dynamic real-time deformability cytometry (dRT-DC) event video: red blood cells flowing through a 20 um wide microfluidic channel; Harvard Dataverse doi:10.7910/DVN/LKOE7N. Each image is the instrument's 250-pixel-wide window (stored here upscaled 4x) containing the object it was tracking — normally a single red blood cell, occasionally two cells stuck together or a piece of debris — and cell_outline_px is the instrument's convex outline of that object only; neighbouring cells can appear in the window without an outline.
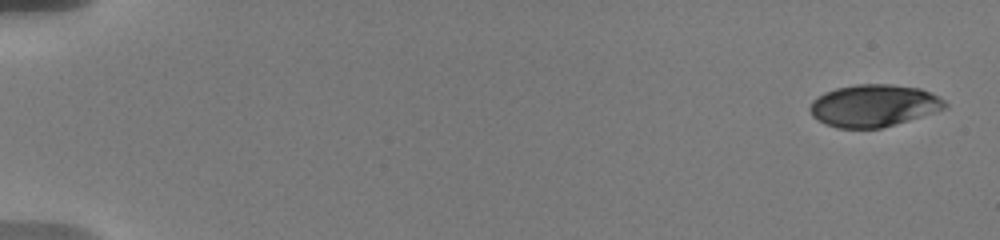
{"species": "human", "species_latin": "Homo sapiens", "temperature_condition": "warm", "stored_images_in_passage": 10, "camera_frame_rate_fps": 3000, "um_per_image_px": 0.085, "donor": {"sex": "male"}, "frame": {"image": 1, "passage_image": 1, "time_ms": 0.0, "image_size_px": [1000, 240], "cell_outline_px": [[948, 104], [944, 108], [908, 120], [880, 128], [836, 128], [812, 116], [808, 108], [812, 100], [816, 96], [824, 92], [836, 88], [856, 84], [892, 84], [920, 88], [944, 100]], "centroid_in_image_um": [74.21, 8.96], "position_along_channel_um": 10.8, "area_um2": 32.89}}
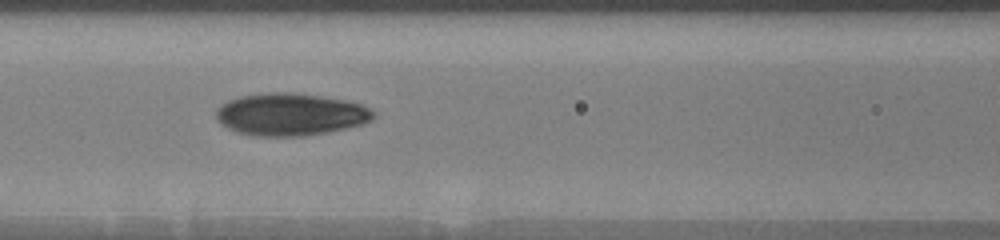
{"frame": {"image": 2, "passage_image": 9, "time_ms": 8.333, "image_size_px": [1000, 240], "cell_outline_px": [[376, 116], [372, 120], [360, 124], [344, 128], [304, 136], [252, 136], [236, 132], [220, 124], [216, 120], [216, 108], [220, 104], [228, 100], [240, 96], [272, 92], [292, 92], [320, 96], [344, 100], [360, 104], [376, 112]], "centroid_in_image_um": [24.63, 9.72], "position_along_channel_um": 142.0, "area_um2": 38.84}}
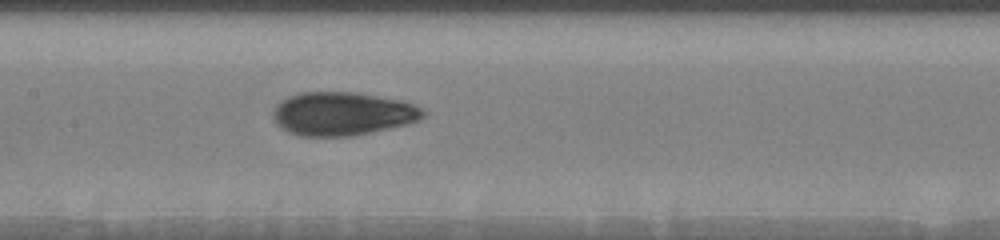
{"frame": {"image": 3, "passage_image": 10, "time_ms": 9.333, "image_size_px": [1000, 240], "cell_outline_px": [[428, 112], [420, 120], [408, 124], [352, 136], [300, 136], [288, 132], [280, 128], [272, 116], [276, 104], [280, 100], [288, 96], [300, 92], [356, 92], [404, 100], [424, 108]], "centroid_in_image_um": [29.14, 9.66], "position_along_channel_um": 178.3, "area_um2": 38.49}}